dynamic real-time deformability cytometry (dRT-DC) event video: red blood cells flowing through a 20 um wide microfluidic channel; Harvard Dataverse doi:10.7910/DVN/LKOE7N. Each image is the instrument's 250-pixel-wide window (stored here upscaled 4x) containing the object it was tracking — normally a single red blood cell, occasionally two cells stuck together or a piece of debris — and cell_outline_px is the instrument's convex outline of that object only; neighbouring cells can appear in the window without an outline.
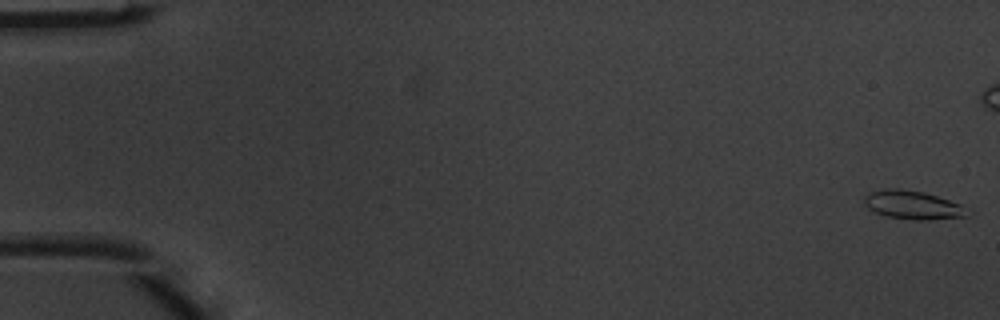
{"species": "common noctule bat (a hibernating species)", "species_latin": "Nyctalus noctula", "temperature_condition": "warm", "stored_images_in_passage": 6, "camera_frame_rate_fps": 3000, "um_per_image_px": 0.085, "animal": {"sex": "male", "body_mass_g": 20.1, "forearm_length_mm": 53.5}, "frame": {"image": 1, "passage_image": 1, "time_ms": 0.0, "image_size_px": [1000, 320], "cell_outline_px": [[972, 212], [968, 216], [928, 220], [912, 220], [888, 216], [872, 212], [868, 208], [864, 200], [864, 196], [868, 192], [884, 188], [900, 188], [924, 192], [960, 204]], "centroid_in_image_um": [77.57, 17.42], "position_along_channel_um": 7.4, "area_um2": 17.34}}